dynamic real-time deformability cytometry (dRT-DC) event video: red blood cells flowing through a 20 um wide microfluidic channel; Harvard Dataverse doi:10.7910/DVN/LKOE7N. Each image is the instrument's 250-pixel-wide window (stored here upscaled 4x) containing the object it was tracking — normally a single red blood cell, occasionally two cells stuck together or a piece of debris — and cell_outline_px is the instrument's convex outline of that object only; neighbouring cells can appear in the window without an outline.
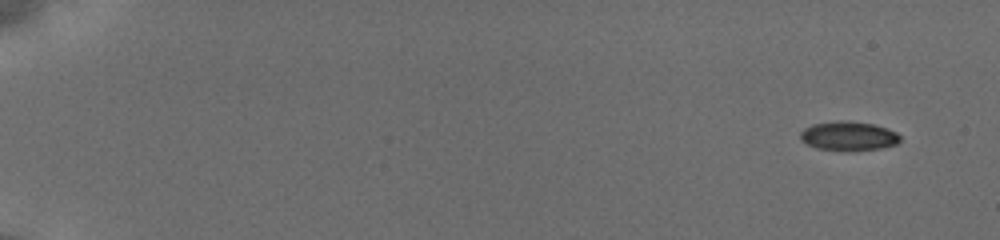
{"species": "common noctule bat (a hibernating species)", "species_latin": "Nyctalus noctula", "temperature_condition": "cold", "stored_images_in_passage": 48, "camera_frame_rate_fps": 3000, "um_per_image_px": 0.085, "animal": {"sex": "female", "body_mass_g": 19.5, "forearm_length_mm": 54.1}, "frame": {"image": 1, "passage_image": 1, "time_ms": 0.0, "image_size_px": [1000, 240], "cell_outline_px": [[900, 140], [896, 144], [880, 148], [848, 152], [816, 148], [800, 140], [800, 132], [804, 128], [812, 124], [836, 120], [844, 120], [872, 124], [896, 132], [900, 136]], "centroid_in_image_um": [72.08, 11.57], "position_along_channel_um": 12.9, "area_um2": 17.11}}
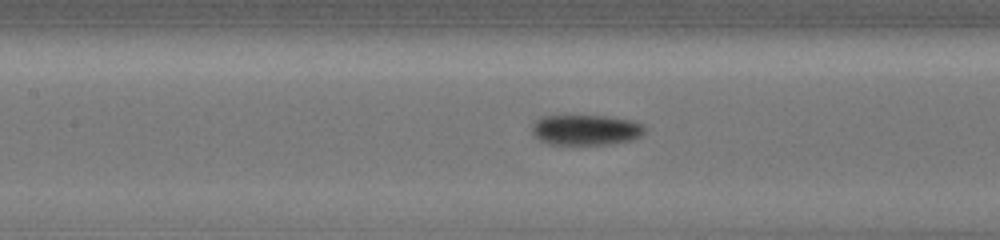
{"frame": {"image": 2, "passage_image": 24, "time_ms": 8.333, "image_size_px": [1000, 240], "cell_outline_px": [[644, 132], [640, 136], [632, 140], [612, 144], [548, 144], [540, 140], [532, 132], [532, 124], [540, 116], [604, 116], [632, 120], [644, 124]], "centroid_in_image_um": [49.8, 11.04], "position_along_channel_um": 157.6, "area_um2": 20.0}}
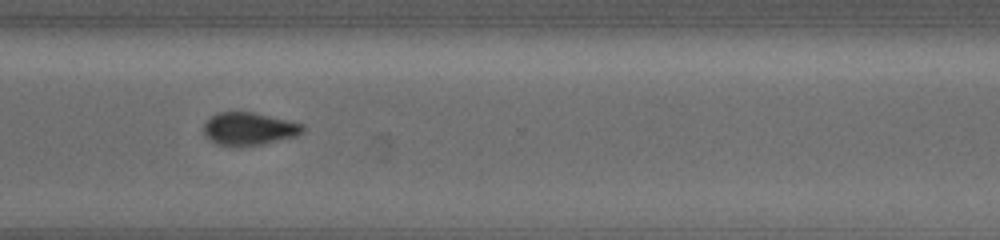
{"frame": {"image": 3, "passage_image": 37, "time_ms": 13.333, "image_size_px": [1000, 240], "cell_outline_px": [[304, 132], [296, 136], [260, 144], [216, 144], [204, 136], [204, 120], [216, 112], [252, 112], [292, 120], [304, 124]], "centroid_in_image_um": [21.17, 10.9], "position_along_channel_um": 349.4, "area_um2": 18.79}, "authors_computed_cell_mechanics": {"area_um2": 18.4671, "velocity_mm_per_s": 3.8514, "shape_relaxation_time_tau1_ms": 3.3074, "shape_relaxation_time_tau2_ms": null, "deformation_change_tau1": 0.0823, "deformation_change_tau2": null}}